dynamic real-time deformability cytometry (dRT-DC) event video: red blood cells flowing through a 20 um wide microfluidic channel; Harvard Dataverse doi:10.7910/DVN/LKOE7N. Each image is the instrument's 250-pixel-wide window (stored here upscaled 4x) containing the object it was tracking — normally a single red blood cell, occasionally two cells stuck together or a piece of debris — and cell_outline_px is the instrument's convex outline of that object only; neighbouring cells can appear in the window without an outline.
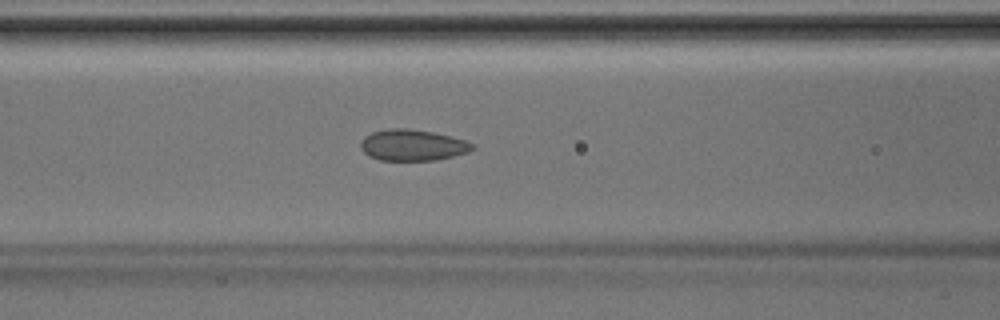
{"species": "Egyptian fruit bat (a non-hibernating species)", "species_latin": "Rousettus aegyptiacus", "temperature_condition": "room temperature", "stored_images_in_passage": 42, "camera_frame_rate_fps": 3000, "um_per_image_px": 0.085, "animal": {"sex": "male"}, "frame": {"image": 1, "passage_image": 17, "time_ms": 5.333, "image_size_px": [1000, 320], "cell_outline_px": [[476, 148], [468, 152], [436, 160], [380, 160], [368, 156], [360, 148], [360, 144], [364, 136], [372, 132], [388, 128], [408, 128], [432, 132], [464, 140], [476, 144]], "centroid_in_image_um": [35.05, 12.33], "position_along_channel_um": 131.5, "area_um2": 20.35}}
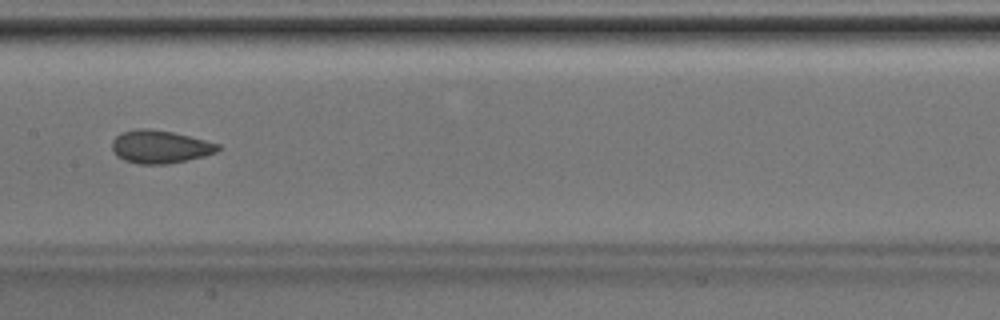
{"frame": {"image": 2, "passage_image": 21, "time_ms": 6.667, "image_size_px": [1000, 320], "cell_outline_px": [[220, 148], [216, 152], [204, 156], [168, 164], [140, 164], [124, 160], [116, 156], [112, 152], [112, 140], [120, 132], [140, 128], [148, 128], [172, 132], [220, 144]], "centroid_in_image_um": [13.56, 12.48], "position_along_channel_um": 193.8, "area_um2": 20.35}}
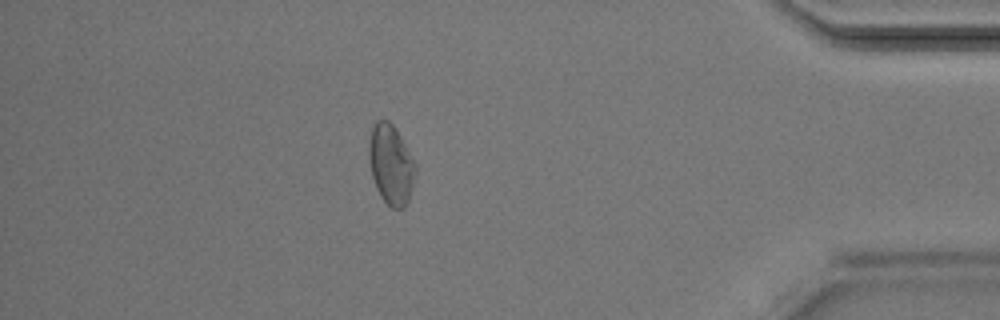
{"frame": {"image": 3, "passage_image": 37, "time_ms": 12.0, "image_size_px": [1000, 320], "cell_outline_px": [[416, 172], [408, 200], [404, 208], [392, 208], [380, 196], [376, 188], [372, 176], [368, 160], [368, 144], [372, 124], [376, 120], [388, 120], [392, 124], [400, 136], [416, 164]], "centroid_in_image_um": [33.2, 13.96], "position_along_channel_um": 402.0, "area_um2": 21.68}}